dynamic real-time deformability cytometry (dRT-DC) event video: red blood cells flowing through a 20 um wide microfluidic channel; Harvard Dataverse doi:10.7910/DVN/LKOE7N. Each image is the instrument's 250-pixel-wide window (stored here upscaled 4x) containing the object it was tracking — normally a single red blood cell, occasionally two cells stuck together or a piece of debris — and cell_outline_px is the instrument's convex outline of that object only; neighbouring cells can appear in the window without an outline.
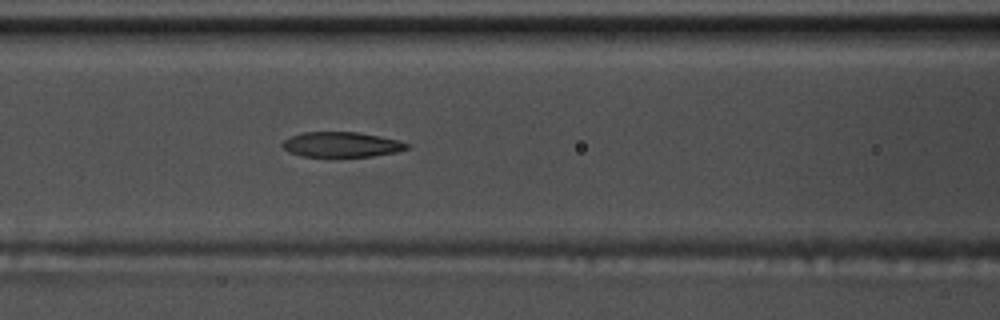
{"species": "common noctule bat (a hibernating species)", "species_latin": "Nyctalus noctula", "temperature_condition": "warm", "stored_images_in_passage": 55, "camera_frame_rate_fps": 3000, "um_per_image_px": 0.085, "animal": {"sex": "male", "body_mass_g": 17.5, "forearm_length_mm": 52.3}, "frame": {"image": 1, "passage_image": 24, "time_ms": 7.667, "image_size_px": [1000, 320], "cell_outline_px": [[412, 144], [408, 148], [396, 152], [372, 156], [300, 156], [288, 152], [280, 144], [284, 140], [292, 136], [304, 132], [356, 132], [380, 136], [400, 140]], "centroid_in_image_um": [29.05, 12.28], "position_along_channel_um": 137.6, "area_um2": 18.21}}
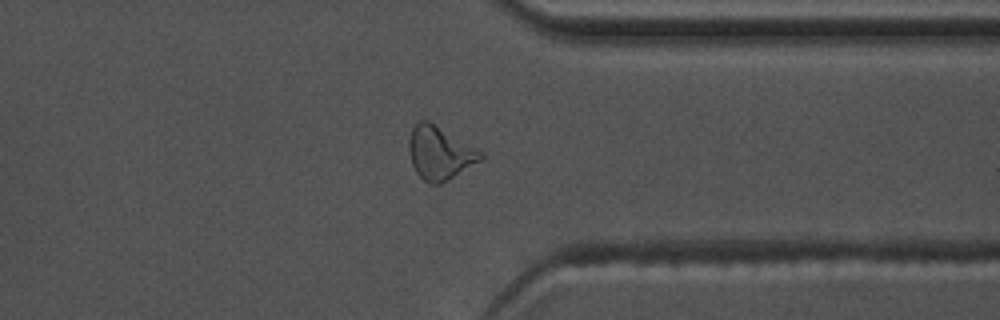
{"frame": {"image": 2, "passage_image": 43, "time_ms": 14.0, "image_size_px": [1000, 320], "cell_outline_px": [[484, 156], [480, 160], [440, 184], [432, 184], [424, 180], [416, 172], [412, 164], [408, 148], [408, 140], [412, 128], [420, 120], [428, 120], [484, 152]], "centroid_in_image_um": [37.36, 12.98], "position_along_channel_um": 374.0, "area_um2": 21.96}}
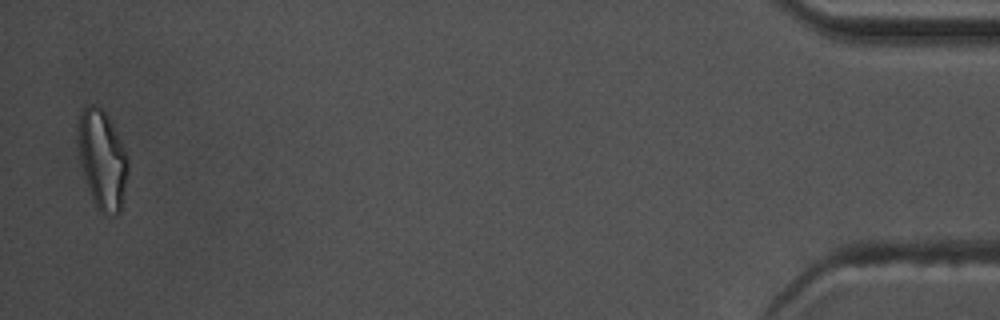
{"frame": {"image": 3, "passage_image": 54, "time_ms": 17.667, "image_size_px": [1000, 320], "cell_outline_px": [[128, 168], [120, 212], [116, 216], [104, 216], [96, 208], [84, 176], [80, 160], [76, 128], [80, 112], [88, 104], [96, 104], [104, 112], [116, 132], [128, 156]], "centroid_in_image_um": [8.67, 13.58], "position_along_channel_um": 426.5, "area_um2": 28.78}, "authors_computed_cell_mechanics": {"area_um2": 19.8254, "velocity_mm_per_s": 3.7826, "shape_relaxation_time_tau1_ms": 6.4581, "shape_relaxation_time_tau2_ms": 3.4854, "deformation_change_tau1": 0.213, "deformation_change_tau2": 0.1044}}